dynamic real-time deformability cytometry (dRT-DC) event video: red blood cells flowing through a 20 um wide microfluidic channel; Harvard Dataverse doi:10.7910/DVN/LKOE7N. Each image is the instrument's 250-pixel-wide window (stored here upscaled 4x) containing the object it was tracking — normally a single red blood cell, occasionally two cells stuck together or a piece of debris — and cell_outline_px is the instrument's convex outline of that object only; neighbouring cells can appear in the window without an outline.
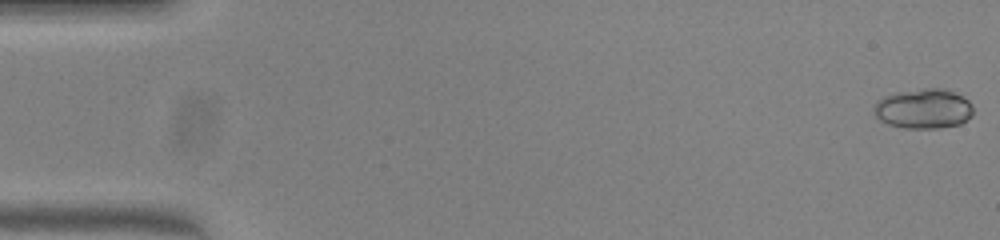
{"species": "common noctule bat (a hibernating species)", "species_latin": "Nyctalus noctula", "temperature_condition": "warm", "stored_images_in_passage": 48, "camera_frame_rate_fps": 3000, "um_per_image_px": 0.085, "animal": {"sex": "female", "body_mass_g": 23.0, "forearm_length_mm": 53.4}, "frame": {"image": 1, "passage_image": 1, "time_ms": 0.0, "image_size_px": [1000, 240], "cell_outline_px": [[972, 116], [960, 124], [940, 128], [904, 128], [888, 124], [880, 120], [872, 112], [872, 108], [876, 100], [884, 96], [896, 92], [920, 88], [948, 88], [968, 100], [972, 104]], "centroid_in_image_um": [78.47, 9.23], "position_along_channel_um": 6.5, "area_um2": 23.47}}
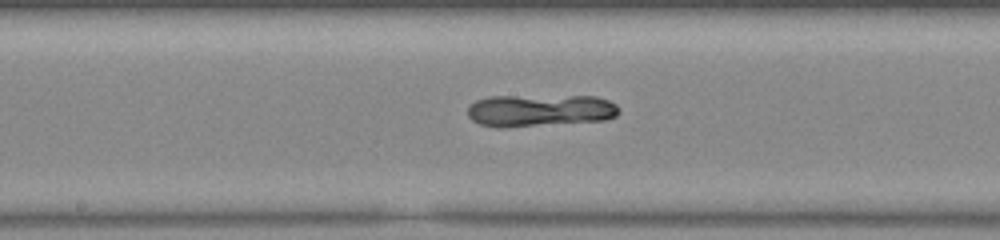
{"frame": {"image": 2, "passage_image": 27, "time_ms": 8.667, "image_size_px": [1000, 240], "cell_outline_px": [[620, 112], [616, 116], [604, 120], [504, 128], [496, 128], [480, 124], [472, 120], [468, 116], [468, 108], [476, 100], [488, 96], [596, 96], [608, 100], [616, 104], [620, 108]], "centroid_in_image_um": [45.89, 9.39], "position_along_channel_um": 202.3, "area_um2": 28.67}}
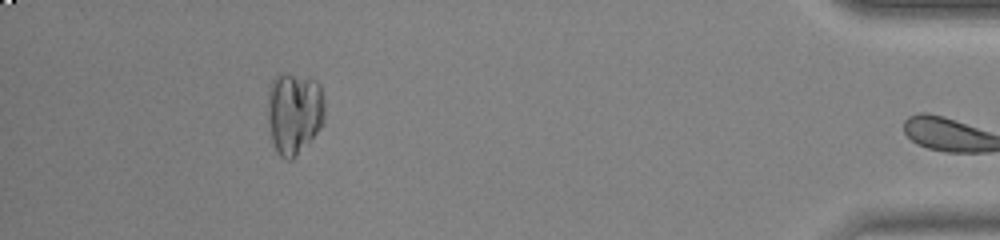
{"frame": {"image": 3, "passage_image": 47, "time_ms": 15.333, "image_size_px": [1000, 240], "cell_outline_px": [[324, 116], [320, 128], [296, 156], [292, 160], [284, 160], [280, 156], [268, 132], [268, 88], [272, 80], [280, 72], [284, 72], [316, 80], [320, 84], [324, 100]], "centroid_in_image_um": [24.98, 9.58], "position_along_channel_um": 410.2, "area_um2": 27.51}}